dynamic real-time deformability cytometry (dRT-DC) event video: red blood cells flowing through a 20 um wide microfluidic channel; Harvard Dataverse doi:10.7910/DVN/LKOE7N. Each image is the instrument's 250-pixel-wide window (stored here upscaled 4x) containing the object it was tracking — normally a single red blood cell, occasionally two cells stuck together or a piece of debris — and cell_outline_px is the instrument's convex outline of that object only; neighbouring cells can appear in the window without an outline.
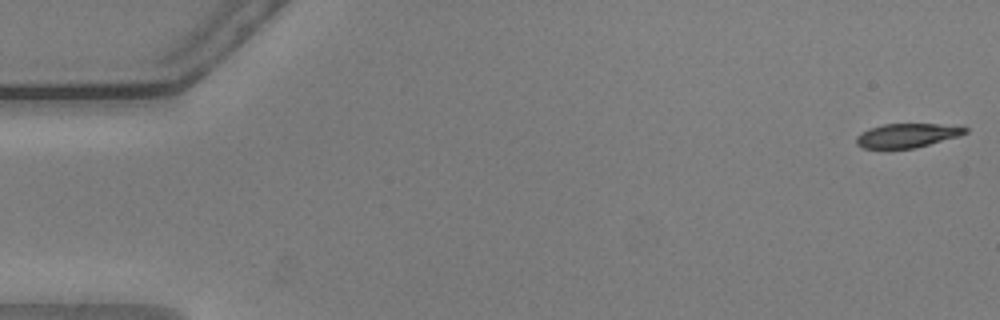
{"species": "common noctule bat (a hibernating species)", "species_latin": "Nyctalus noctula", "temperature_condition": "warm", "stored_images_in_passage": 24, "camera_frame_rate_fps": 3000, "um_per_image_px": 0.085, "animal": {"sex": "male", "body_mass_g": 20.5, "forearm_length_mm": 52.5}, "frame": {"image": 1, "passage_image": 1, "time_ms": 0.0, "image_size_px": [1000, 320], "cell_outline_px": [[968, 132], [956, 136], [928, 144], [912, 148], [864, 148], [856, 144], [856, 136], [860, 132], [868, 128], [884, 124], [936, 124], [968, 128]], "centroid_in_image_um": [77.01, 11.51], "position_along_channel_um": 8.0, "area_um2": 14.91}}
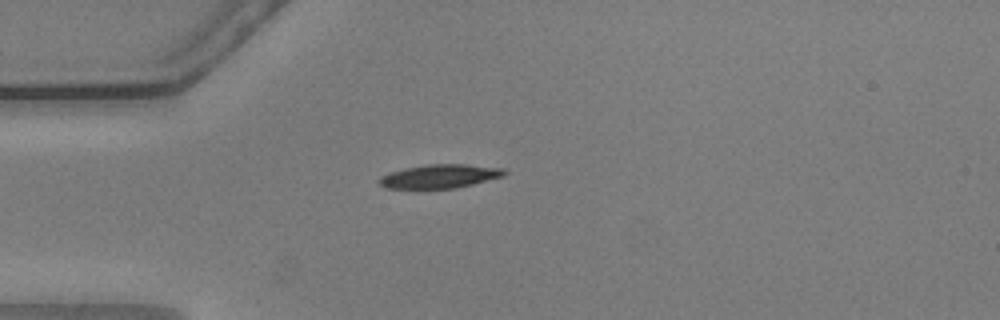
{"frame": {"image": 2, "passage_image": 15, "time_ms": 4.667, "image_size_px": [1000, 320], "cell_outline_px": [[508, 172], [504, 176], [456, 188], [384, 188], [376, 184], [376, 180], [380, 176], [404, 168], [424, 164], [464, 164], [504, 168]], "centroid_in_image_um": [37.34, 14.98], "position_along_channel_um": 47.7, "area_um2": 17.46}}
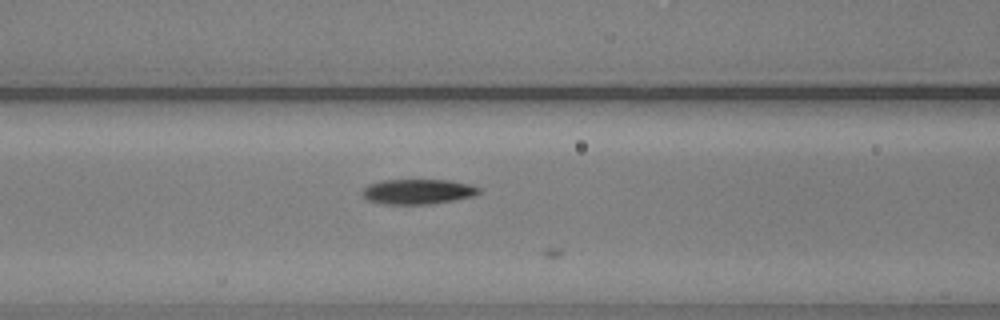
{"frame": {"image": 3, "passage_image": 23, "time_ms": 7.333, "image_size_px": [1000, 320], "cell_outline_px": [[480, 192], [472, 196], [432, 204], [384, 204], [368, 200], [360, 192], [368, 184], [384, 180], [448, 180], [472, 184], [480, 188]], "centroid_in_image_um": [35.51, 16.28], "position_along_channel_um": 131.1, "area_um2": 16.99}}